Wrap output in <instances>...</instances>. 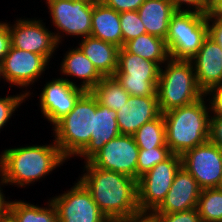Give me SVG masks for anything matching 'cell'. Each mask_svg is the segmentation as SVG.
I'll list each match as a JSON object with an SVG mask.
<instances>
[{
    "instance_id": "46",
    "label": "cell",
    "mask_w": 222,
    "mask_h": 222,
    "mask_svg": "<svg viewBox=\"0 0 222 222\" xmlns=\"http://www.w3.org/2000/svg\"><path fill=\"white\" fill-rule=\"evenodd\" d=\"M219 188L222 189V180H221V183H220V185H219Z\"/></svg>"
},
{
    "instance_id": "30",
    "label": "cell",
    "mask_w": 222,
    "mask_h": 222,
    "mask_svg": "<svg viewBox=\"0 0 222 222\" xmlns=\"http://www.w3.org/2000/svg\"><path fill=\"white\" fill-rule=\"evenodd\" d=\"M120 25L122 31L123 45L140 35L146 34V28L137 11L120 13Z\"/></svg>"
},
{
    "instance_id": "28",
    "label": "cell",
    "mask_w": 222,
    "mask_h": 222,
    "mask_svg": "<svg viewBox=\"0 0 222 222\" xmlns=\"http://www.w3.org/2000/svg\"><path fill=\"white\" fill-rule=\"evenodd\" d=\"M202 222H222V189H203L197 202Z\"/></svg>"
},
{
    "instance_id": "6",
    "label": "cell",
    "mask_w": 222,
    "mask_h": 222,
    "mask_svg": "<svg viewBox=\"0 0 222 222\" xmlns=\"http://www.w3.org/2000/svg\"><path fill=\"white\" fill-rule=\"evenodd\" d=\"M207 37V15L192 11H176L171 17L165 38L170 58L191 60Z\"/></svg>"
},
{
    "instance_id": "14",
    "label": "cell",
    "mask_w": 222,
    "mask_h": 222,
    "mask_svg": "<svg viewBox=\"0 0 222 222\" xmlns=\"http://www.w3.org/2000/svg\"><path fill=\"white\" fill-rule=\"evenodd\" d=\"M86 91L66 78H55L40 93L41 112L53 126L66 116Z\"/></svg>"
},
{
    "instance_id": "42",
    "label": "cell",
    "mask_w": 222,
    "mask_h": 222,
    "mask_svg": "<svg viewBox=\"0 0 222 222\" xmlns=\"http://www.w3.org/2000/svg\"><path fill=\"white\" fill-rule=\"evenodd\" d=\"M105 222H133V216H130V217L106 218Z\"/></svg>"
},
{
    "instance_id": "22",
    "label": "cell",
    "mask_w": 222,
    "mask_h": 222,
    "mask_svg": "<svg viewBox=\"0 0 222 222\" xmlns=\"http://www.w3.org/2000/svg\"><path fill=\"white\" fill-rule=\"evenodd\" d=\"M146 33L165 40L169 22L176 12L170 0H145L137 10Z\"/></svg>"
},
{
    "instance_id": "34",
    "label": "cell",
    "mask_w": 222,
    "mask_h": 222,
    "mask_svg": "<svg viewBox=\"0 0 222 222\" xmlns=\"http://www.w3.org/2000/svg\"><path fill=\"white\" fill-rule=\"evenodd\" d=\"M144 1L145 0H101L104 5L113 8L119 13L137 11Z\"/></svg>"
},
{
    "instance_id": "41",
    "label": "cell",
    "mask_w": 222,
    "mask_h": 222,
    "mask_svg": "<svg viewBox=\"0 0 222 222\" xmlns=\"http://www.w3.org/2000/svg\"><path fill=\"white\" fill-rule=\"evenodd\" d=\"M133 222H156L150 214H139L133 216Z\"/></svg>"
},
{
    "instance_id": "32",
    "label": "cell",
    "mask_w": 222,
    "mask_h": 222,
    "mask_svg": "<svg viewBox=\"0 0 222 222\" xmlns=\"http://www.w3.org/2000/svg\"><path fill=\"white\" fill-rule=\"evenodd\" d=\"M156 222H202L197 208L170 214L150 213Z\"/></svg>"
},
{
    "instance_id": "35",
    "label": "cell",
    "mask_w": 222,
    "mask_h": 222,
    "mask_svg": "<svg viewBox=\"0 0 222 222\" xmlns=\"http://www.w3.org/2000/svg\"><path fill=\"white\" fill-rule=\"evenodd\" d=\"M209 94L212 95L211 100L209 101L211 105L210 111L213 112L214 115H210V117H222V83L217 84L210 88L205 96Z\"/></svg>"
},
{
    "instance_id": "8",
    "label": "cell",
    "mask_w": 222,
    "mask_h": 222,
    "mask_svg": "<svg viewBox=\"0 0 222 222\" xmlns=\"http://www.w3.org/2000/svg\"><path fill=\"white\" fill-rule=\"evenodd\" d=\"M181 166V156L172 154L138 179V206L141 214H150L161 205Z\"/></svg>"
},
{
    "instance_id": "4",
    "label": "cell",
    "mask_w": 222,
    "mask_h": 222,
    "mask_svg": "<svg viewBox=\"0 0 222 222\" xmlns=\"http://www.w3.org/2000/svg\"><path fill=\"white\" fill-rule=\"evenodd\" d=\"M164 69L160 68L157 83V99L161 113L192 104L205 93L198 87L190 60L169 58Z\"/></svg>"
},
{
    "instance_id": "37",
    "label": "cell",
    "mask_w": 222,
    "mask_h": 222,
    "mask_svg": "<svg viewBox=\"0 0 222 222\" xmlns=\"http://www.w3.org/2000/svg\"><path fill=\"white\" fill-rule=\"evenodd\" d=\"M209 141L222 150V117H210Z\"/></svg>"
},
{
    "instance_id": "40",
    "label": "cell",
    "mask_w": 222,
    "mask_h": 222,
    "mask_svg": "<svg viewBox=\"0 0 222 222\" xmlns=\"http://www.w3.org/2000/svg\"><path fill=\"white\" fill-rule=\"evenodd\" d=\"M207 14L222 16V0H209Z\"/></svg>"
},
{
    "instance_id": "10",
    "label": "cell",
    "mask_w": 222,
    "mask_h": 222,
    "mask_svg": "<svg viewBox=\"0 0 222 222\" xmlns=\"http://www.w3.org/2000/svg\"><path fill=\"white\" fill-rule=\"evenodd\" d=\"M139 147L133 135L119 134L107 142L89 162L100 169L114 171L137 180Z\"/></svg>"
},
{
    "instance_id": "24",
    "label": "cell",
    "mask_w": 222,
    "mask_h": 222,
    "mask_svg": "<svg viewBox=\"0 0 222 222\" xmlns=\"http://www.w3.org/2000/svg\"><path fill=\"white\" fill-rule=\"evenodd\" d=\"M123 48L131 54L155 62L160 68L170 58L165 40L148 33L127 41Z\"/></svg>"
},
{
    "instance_id": "1",
    "label": "cell",
    "mask_w": 222,
    "mask_h": 222,
    "mask_svg": "<svg viewBox=\"0 0 222 222\" xmlns=\"http://www.w3.org/2000/svg\"><path fill=\"white\" fill-rule=\"evenodd\" d=\"M84 163L87 172L78 180L91 193L94 202L107 218L141 214L137 180L121 173L100 169L89 161Z\"/></svg>"
},
{
    "instance_id": "15",
    "label": "cell",
    "mask_w": 222,
    "mask_h": 222,
    "mask_svg": "<svg viewBox=\"0 0 222 222\" xmlns=\"http://www.w3.org/2000/svg\"><path fill=\"white\" fill-rule=\"evenodd\" d=\"M48 63L43 55L20 50L11 45L2 61L3 78L12 85L27 88L47 69Z\"/></svg>"
},
{
    "instance_id": "5",
    "label": "cell",
    "mask_w": 222,
    "mask_h": 222,
    "mask_svg": "<svg viewBox=\"0 0 222 222\" xmlns=\"http://www.w3.org/2000/svg\"><path fill=\"white\" fill-rule=\"evenodd\" d=\"M55 143L66 159L78 156L94 134V96L86 91L74 108L53 127Z\"/></svg>"
},
{
    "instance_id": "33",
    "label": "cell",
    "mask_w": 222,
    "mask_h": 222,
    "mask_svg": "<svg viewBox=\"0 0 222 222\" xmlns=\"http://www.w3.org/2000/svg\"><path fill=\"white\" fill-rule=\"evenodd\" d=\"M176 11H192L207 15L209 0H170ZM183 4H187V9L182 8ZM192 7V8H191ZM182 8V9H181ZM192 9V10H191Z\"/></svg>"
},
{
    "instance_id": "45",
    "label": "cell",
    "mask_w": 222,
    "mask_h": 222,
    "mask_svg": "<svg viewBox=\"0 0 222 222\" xmlns=\"http://www.w3.org/2000/svg\"><path fill=\"white\" fill-rule=\"evenodd\" d=\"M89 2H92V3H99L101 2V0H88Z\"/></svg>"
},
{
    "instance_id": "39",
    "label": "cell",
    "mask_w": 222,
    "mask_h": 222,
    "mask_svg": "<svg viewBox=\"0 0 222 222\" xmlns=\"http://www.w3.org/2000/svg\"><path fill=\"white\" fill-rule=\"evenodd\" d=\"M2 191L3 190L0 188V219L10 213V206L12 203V201H6V197Z\"/></svg>"
},
{
    "instance_id": "12",
    "label": "cell",
    "mask_w": 222,
    "mask_h": 222,
    "mask_svg": "<svg viewBox=\"0 0 222 222\" xmlns=\"http://www.w3.org/2000/svg\"><path fill=\"white\" fill-rule=\"evenodd\" d=\"M52 23L66 35L91 34L93 3L88 0H46Z\"/></svg>"
},
{
    "instance_id": "3",
    "label": "cell",
    "mask_w": 222,
    "mask_h": 222,
    "mask_svg": "<svg viewBox=\"0 0 222 222\" xmlns=\"http://www.w3.org/2000/svg\"><path fill=\"white\" fill-rule=\"evenodd\" d=\"M204 97L163 113L166 144L173 154L181 156L209 141L210 108L205 104Z\"/></svg>"
},
{
    "instance_id": "2",
    "label": "cell",
    "mask_w": 222,
    "mask_h": 222,
    "mask_svg": "<svg viewBox=\"0 0 222 222\" xmlns=\"http://www.w3.org/2000/svg\"><path fill=\"white\" fill-rule=\"evenodd\" d=\"M53 143L4 150L0 155L1 185H30L63 164L67 159Z\"/></svg>"
},
{
    "instance_id": "7",
    "label": "cell",
    "mask_w": 222,
    "mask_h": 222,
    "mask_svg": "<svg viewBox=\"0 0 222 222\" xmlns=\"http://www.w3.org/2000/svg\"><path fill=\"white\" fill-rule=\"evenodd\" d=\"M160 67L123 47L118 52V67L114 77L130 96H157Z\"/></svg>"
},
{
    "instance_id": "9",
    "label": "cell",
    "mask_w": 222,
    "mask_h": 222,
    "mask_svg": "<svg viewBox=\"0 0 222 222\" xmlns=\"http://www.w3.org/2000/svg\"><path fill=\"white\" fill-rule=\"evenodd\" d=\"M182 167L197 181L201 190L219 188L222 180V150L207 141L186 151Z\"/></svg>"
},
{
    "instance_id": "23",
    "label": "cell",
    "mask_w": 222,
    "mask_h": 222,
    "mask_svg": "<svg viewBox=\"0 0 222 222\" xmlns=\"http://www.w3.org/2000/svg\"><path fill=\"white\" fill-rule=\"evenodd\" d=\"M60 69L64 76L83 80L78 87L85 91H91L103 78L79 47L66 52Z\"/></svg>"
},
{
    "instance_id": "13",
    "label": "cell",
    "mask_w": 222,
    "mask_h": 222,
    "mask_svg": "<svg viewBox=\"0 0 222 222\" xmlns=\"http://www.w3.org/2000/svg\"><path fill=\"white\" fill-rule=\"evenodd\" d=\"M51 201L56 208L58 222H105L107 218L79 180L70 190Z\"/></svg>"
},
{
    "instance_id": "31",
    "label": "cell",
    "mask_w": 222,
    "mask_h": 222,
    "mask_svg": "<svg viewBox=\"0 0 222 222\" xmlns=\"http://www.w3.org/2000/svg\"><path fill=\"white\" fill-rule=\"evenodd\" d=\"M30 95V92H26L21 95L0 97V129L10 120L15 109Z\"/></svg>"
},
{
    "instance_id": "44",
    "label": "cell",
    "mask_w": 222,
    "mask_h": 222,
    "mask_svg": "<svg viewBox=\"0 0 222 222\" xmlns=\"http://www.w3.org/2000/svg\"><path fill=\"white\" fill-rule=\"evenodd\" d=\"M0 78H3V74H2V62L0 61Z\"/></svg>"
},
{
    "instance_id": "20",
    "label": "cell",
    "mask_w": 222,
    "mask_h": 222,
    "mask_svg": "<svg viewBox=\"0 0 222 222\" xmlns=\"http://www.w3.org/2000/svg\"><path fill=\"white\" fill-rule=\"evenodd\" d=\"M79 48L103 77L115 75L118 67L119 47L93 36H88L81 40Z\"/></svg>"
},
{
    "instance_id": "16",
    "label": "cell",
    "mask_w": 222,
    "mask_h": 222,
    "mask_svg": "<svg viewBox=\"0 0 222 222\" xmlns=\"http://www.w3.org/2000/svg\"><path fill=\"white\" fill-rule=\"evenodd\" d=\"M200 192L197 181L181 166L164 201L151 213L170 214L196 208Z\"/></svg>"
},
{
    "instance_id": "21",
    "label": "cell",
    "mask_w": 222,
    "mask_h": 222,
    "mask_svg": "<svg viewBox=\"0 0 222 222\" xmlns=\"http://www.w3.org/2000/svg\"><path fill=\"white\" fill-rule=\"evenodd\" d=\"M90 36L122 48L123 39L120 13L104 5L102 2L93 3Z\"/></svg>"
},
{
    "instance_id": "17",
    "label": "cell",
    "mask_w": 222,
    "mask_h": 222,
    "mask_svg": "<svg viewBox=\"0 0 222 222\" xmlns=\"http://www.w3.org/2000/svg\"><path fill=\"white\" fill-rule=\"evenodd\" d=\"M198 87L206 93L222 83V49L211 37H207L197 54L190 60Z\"/></svg>"
},
{
    "instance_id": "18",
    "label": "cell",
    "mask_w": 222,
    "mask_h": 222,
    "mask_svg": "<svg viewBox=\"0 0 222 222\" xmlns=\"http://www.w3.org/2000/svg\"><path fill=\"white\" fill-rule=\"evenodd\" d=\"M161 114L157 96H130L125 107L117 110L120 134L133 135L141 126Z\"/></svg>"
},
{
    "instance_id": "26",
    "label": "cell",
    "mask_w": 222,
    "mask_h": 222,
    "mask_svg": "<svg viewBox=\"0 0 222 222\" xmlns=\"http://www.w3.org/2000/svg\"><path fill=\"white\" fill-rule=\"evenodd\" d=\"M48 208L39 207L24 201H13L10 206V214L17 222H58L57 212L51 200Z\"/></svg>"
},
{
    "instance_id": "27",
    "label": "cell",
    "mask_w": 222,
    "mask_h": 222,
    "mask_svg": "<svg viewBox=\"0 0 222 222\" xmlns=\"http://www.w3.org/2000/svg\"><path fill=\"white\" fill-rule=\"evenodd\" d=\"M139 149L168 147L166 144V127L163 114L145 123L133 134Z\"/></svg>"
},
{
    "instance_id": "36",
    "label": "cell",
    "mask_w": 222,
    "mask_h": 222,
    "mask_svg": "<svg viewBox=\"0 0 222 222\" xmlns=\"http://www.w3.org/2000/svg\"><path fill=\"white\" fill-rule=\"evenodd\" d=\"M207 22L208 36L219 44L222 49V16L207 14Z\"/></svg>"
},
{
    "instance_id": "43",
    "label": "cell",
    "mask_w": 222,
    "mask_h": 222,
    "mask_svg": "<svg viewBox=\"0 0 222 222\" xmlns=\"http://www.w3.org/2000/svg\"><path fill=\"white\" fill-rule=\"evenodd\" d=\"M0 222H17L16 219L9 213L0 219Z\"/></svg>"
},
{
    "instance_id": "25",
    "label": "cell",
    "mask_w": 222,
    "mask_h": 222,
    "mask_svg": "<svg viewBox=\"0 0 222 222\" xmlns=\"http://www.w3.org/2000/svg\"><path fill=\"white\" fill-rule=\"evenodd\" d=\"M90 92L96 98L98 104L116 111L125 107V103L130 97V94L114 76L103 77Z\"/></svg>"
},
{
    "instance_id": "38",
    "label": "cell",
    "mask_w": 222,
    "mask_h": 222,
    "mask_svg": "<svg viewBox=\"0 0 222 222\" xmlns=\"http://www.w3.org/2000/svg\"><path fill=\"white\" fill-rule=\"evenodd\" d=\"M11 33L9 24L0 22V61L2 62L5 55L9 52L11 47Z\"/></svg>"
},
{
    "instance_id": "11",
    "label": "cell",
    "mask_w": 222,
    "mask_h": 222,
    "mask_svg": "<svg viewBox=\"0 0 222 222\" xmlns=\"http://www.w3.org/2000/svg\"><path fill=\"white\" fill-rule=\"evenodd\" d=\"M11 44L13 47L43 55L48 61L59 46L61 35L51 33L43 24L42 20L19 19L10 26Z\"/></svg>"
},
{
    "instance_id": "29",
    "label": "cell",
    "mask_w": 222,
    "mask_h": 222,
    "mask_svg": "<svg viewBox=\"0 0 222 222\" xmlns=\"http://www.w3.org/2000/svg\"><path fill=\"white\" fill-rule=\"evenodd\" d=\"M173 153L168 147H155L150 149H139L137 162V181L146 172L158 163L167 160Z\"/></svg>"
},
{
    "instance_id": "19",
    "label": "cell",
    "mask_w": 222,
    "mask_h": 222,
    "mask_svg": "<svg viewBox=\"0 0 222 222\" xmlns=\"http://www.w3.org/2000/svg\"><path fill=\"white\" fill-rule=\"evenodd\" d=\"M120 134L117 124V111L98 104L94 97V134L90 143L78 155L89 161L107 142Z\"/></svg>"
}]
</instances>
